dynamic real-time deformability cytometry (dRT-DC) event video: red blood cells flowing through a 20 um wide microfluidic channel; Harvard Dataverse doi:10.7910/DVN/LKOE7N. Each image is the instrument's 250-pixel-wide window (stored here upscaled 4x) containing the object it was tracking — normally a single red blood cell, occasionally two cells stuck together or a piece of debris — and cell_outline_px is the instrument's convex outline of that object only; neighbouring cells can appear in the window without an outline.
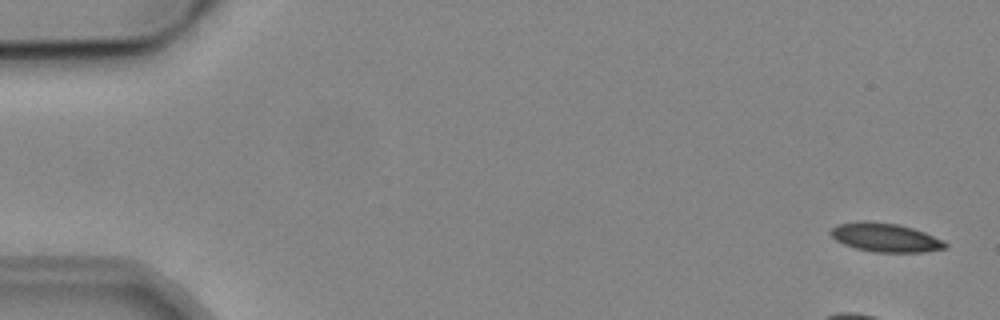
{"species": "common noctule bat (a hibernating species)", "species_latin": "Nyctalus noctula", "temperature_condition": "cold", "stored_images_in_passage": 6, "camera_frame_rate_fps": 3000, "um_per_image_px": 0.085, "animal": {"sex": "male", "body_mass_g": 19.2, "forearm_length_mm": 51.8}, "frame": {"image": 1, "passage_image": 1, "time_ms": 0.0, "image_size_px": [1000, 320], "cell_outline_px": [[948, 248], [924, 252], [872, 252], [856, 248], [844, 244], [836, 240], [828, 232], [836, 224], [864, 220], [896, 224], [912, 228], [924, 232], [944, 240], [948, 244]], "centroid_in_image_um": [75.26, 20.19], "position_along_channel_um": 9.7, "area_um2": 19.31}}